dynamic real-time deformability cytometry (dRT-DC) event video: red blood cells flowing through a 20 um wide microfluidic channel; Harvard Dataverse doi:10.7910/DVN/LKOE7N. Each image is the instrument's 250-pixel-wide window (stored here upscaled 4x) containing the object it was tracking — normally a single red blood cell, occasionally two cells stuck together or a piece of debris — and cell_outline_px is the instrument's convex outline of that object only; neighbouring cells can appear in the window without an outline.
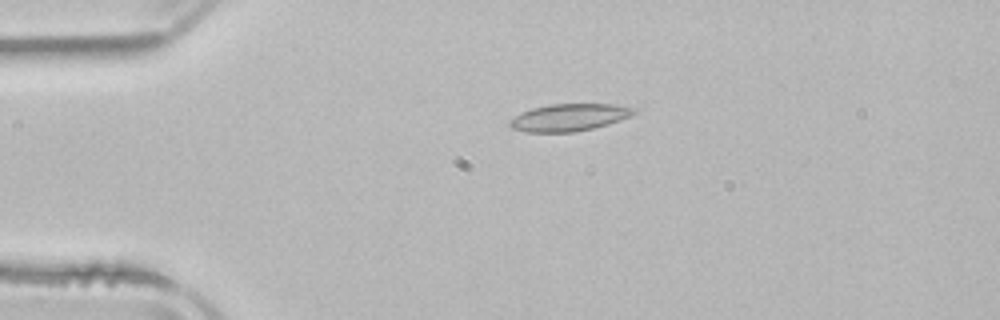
{"species": "common noctule bat (a hibernating species)", "species_latin": "Nyctalus noctula", "temperature_condition": "room temperature", "stored_images_in_passage": 2, "camera_frame_rate_fps": 3000, "um_per_image_px": 0.085, "animal": {"sex": "male", "body_mass_g": 21.5, "forearm_length_mm": 52.0}, "frame": {"image": 1, "passage_image": 1, "time_ms": 0.0, "image_size_px": [1000, 320], "cell_outline_px": [[636, 112], [632, 116], [608, 124], [576, 132], [528, 132], [512, 128], [508, 124], [520, 112], [532, 108], [548, 104], [612, 104], [636, 108]], "centroid_in_image_um": [48.4, 9.97], "position_along_channel_um": 36.6, "area_um2": 19.65}}